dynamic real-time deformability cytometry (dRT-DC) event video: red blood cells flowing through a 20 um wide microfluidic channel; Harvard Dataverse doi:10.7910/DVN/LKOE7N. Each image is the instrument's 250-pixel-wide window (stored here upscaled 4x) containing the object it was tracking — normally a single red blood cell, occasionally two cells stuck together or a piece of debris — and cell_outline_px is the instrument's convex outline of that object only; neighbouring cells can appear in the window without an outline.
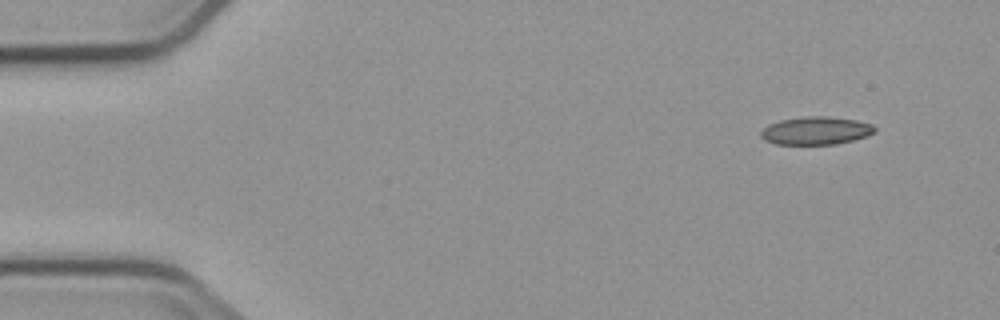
{"species": "common noctule bat (a hibernating species)", "species_latin": "Nyctalus noctula", "temperature_condition": "cold", "stored_images_in_passage": 5, "camera_frame_rate_fps": 3000, "um_per_image_px": 0.085, "animal": {"sex": "male", "body_mass_g": 23.1, "forearm_length_mm": 52.7}, "frame": {"image": 1, "passage_image": 1, "time_ms": 0.0, "image_size_px": [1000, 320], "cell_outline_px": [[876, 132], [852, 140], [836, 144], [776, 144], [764, 140], [760, 136], [760, 132], [768, 124], [780, 120], [804, 116], [828, 116], [856, 120], [872, 124], [876, 128]], "centroid_in_image_um": [69.33, 11.1], "position_along_channel_um": 15.7, "area_um2": 18.55}}
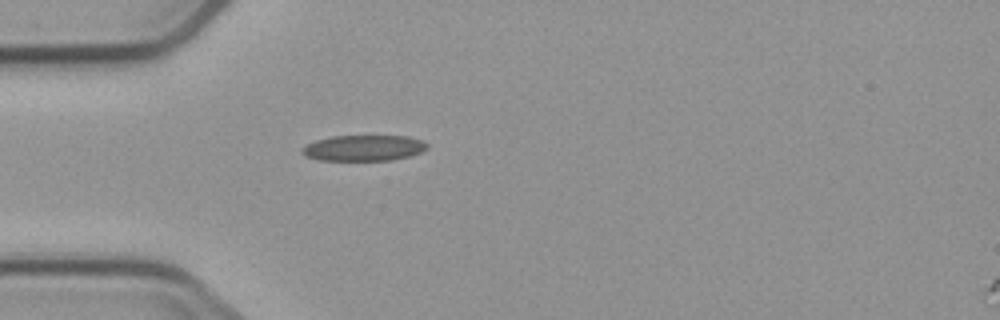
{"frame": {"image": 2, "passage_image": 4, "time_ms": 3.667, "image_size_px": [1000, 320], "cell_outline_px": [[428, 148], [420, 152], [408, 156], [392, 160], [320, 160], [304, 156], [304, 148], [308, 144], [316, 140], [332, 136], [408, 136], [424, 140], [428, 144]], "centroid_in_image_um": [30.97, 12.57], "position_along_channel_um": 54.0, "area_um2": 18.67}}